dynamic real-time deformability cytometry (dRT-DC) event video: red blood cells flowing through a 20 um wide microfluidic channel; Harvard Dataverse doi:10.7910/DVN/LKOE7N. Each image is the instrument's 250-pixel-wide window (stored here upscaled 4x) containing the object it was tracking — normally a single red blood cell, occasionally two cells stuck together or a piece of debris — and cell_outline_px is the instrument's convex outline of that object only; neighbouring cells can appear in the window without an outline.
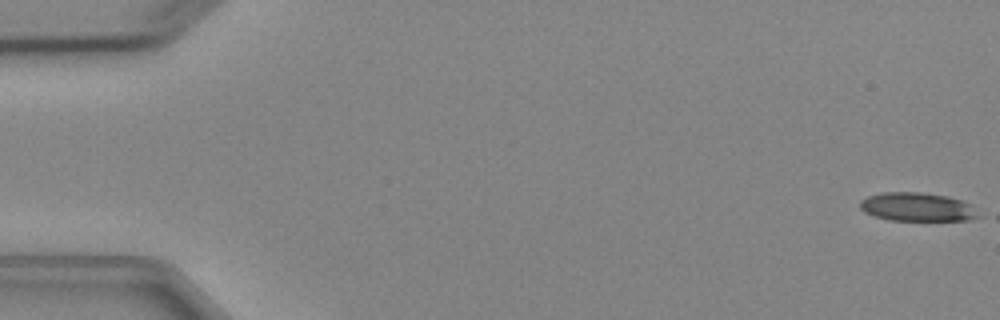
{"species": "Egyptian fruit bat (a non-hibernating species)", "species_latin": "Rousettus aegyptiacus", "temperature_condition": "cold", "stored_images_in_passage": 3, "camera_frame_rate_fps": 3000, "um_per_image_px": 0.085, "animal": {"sex": "female"}, "frame": {"image": 1, "passage_image": 1, "time_ms": 0.0, "image_size_px": [1000, 320], "cell_outline_px": [[984, 216], [968, 220], [888, 220], [864, 212], [860, 208], [860, 200], [868, 196], [880, 192], [920, 192], [948, 196], [960, 200], [968, 204]], "centroid_in_image_um": [77.96, 17.59], "position_along_channel_um": 7.0, "area_um2": 19.77}}